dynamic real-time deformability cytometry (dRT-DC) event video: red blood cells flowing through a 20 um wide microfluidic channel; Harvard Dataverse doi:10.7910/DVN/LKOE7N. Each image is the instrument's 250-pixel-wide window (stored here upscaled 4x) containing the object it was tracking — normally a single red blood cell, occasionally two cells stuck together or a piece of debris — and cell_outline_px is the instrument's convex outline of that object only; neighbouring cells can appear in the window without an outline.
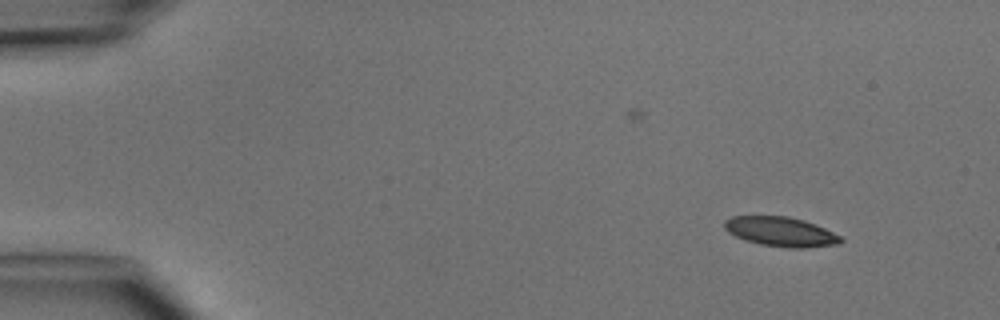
{"species": "common noctule bat (a hibernating species)", "species_latin": "Nyctalus noctula", "temperature_condition": "cold", "stored_images_in_passage": 4, "camera_frame_rate_fps": 3000, "um_per_image_px": 0.085, "animal": {"sex": "male", "body_mass_g": 15.6}, "frame": {"image": 1, "passage_image": 1, "time_ms": 0.0, "image_size_px": [1000, 320], "cell_outline_px": [[844, 240], [840, 244], [804, 248], [792, 248], [760, 244], [744, 240], [728, 232], [724, 228], [724, 220], [732, 216], [788, 216], [804, 220], [816, 224], [840, 236]], "centroid_in_image_um": [66.37, 19.69], "position_along_channel_um": 18.6, "area_um2": 20.06}}
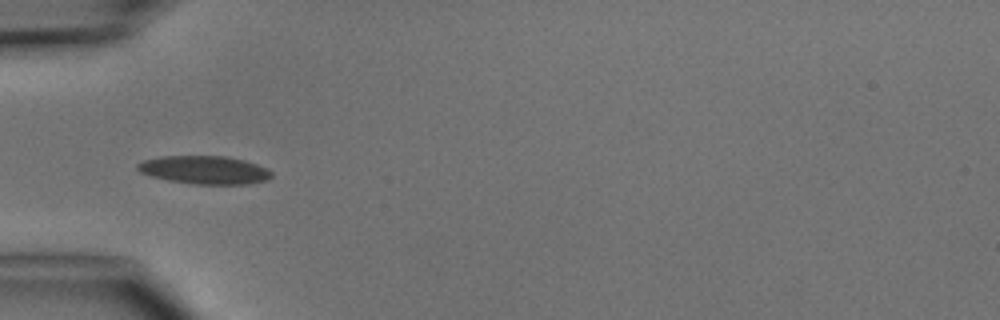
{"frame": {"image": 2, "passage_image": 4, "time_ms": 3.667, "image_size_px": [1000, 320], "cell_outline_px": [[272, 176], [268, 180], [248, 184], [192, 184], [168, 180], [152, 176], [140, 172], [136, 168], [136, 164], [144, 160], [160, 156], [224, 156], [244, 160], [268, 168], [272, 172]], "centroid_in_image_um": [17.39, 14.44], "position_along_channel_um": 67.6, "area_um2": 22.08}}